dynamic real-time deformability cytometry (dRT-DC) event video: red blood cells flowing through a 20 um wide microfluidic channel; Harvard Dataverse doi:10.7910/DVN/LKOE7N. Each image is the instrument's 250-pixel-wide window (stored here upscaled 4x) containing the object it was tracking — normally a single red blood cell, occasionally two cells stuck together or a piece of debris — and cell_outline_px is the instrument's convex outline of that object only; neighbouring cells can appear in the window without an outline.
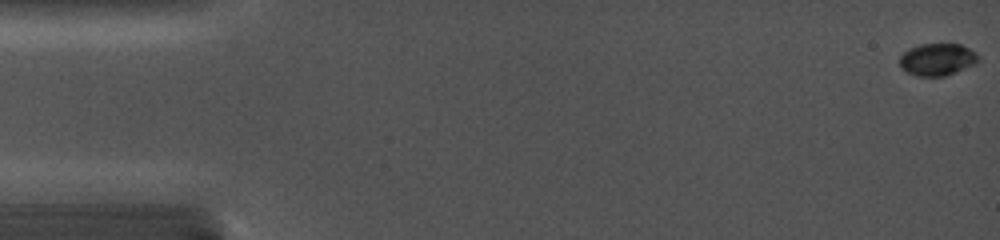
{"species": "common noctule bat (a hibernating species)", "species_latin": "Nyctalus noctula", "temperature_condition": "cold", "stored_images_in_passage": 33, "camera_frame_rate_fps": 5000, "um_per_image_px": 0.085, "animal": {"sex": "female", "body_mass_g": 19.0, "forearm_length_mm": 56.7}, "frame": {"image": 1, "passage_image": 1, "time_ms": 0.0, "image_size_px": [1000, 240], "cell_outline_px": [[980, 60], [976, 64], [944, 76], [916, 76], [900, 68], [900, 56], [908, 48], [920, 44], [960, 44], [976, 52], [980, 56]], "centroid_in_image_um": [79.68, 5.05], "position_along_channel_um": 5.3, "area_um2": 14.85}}
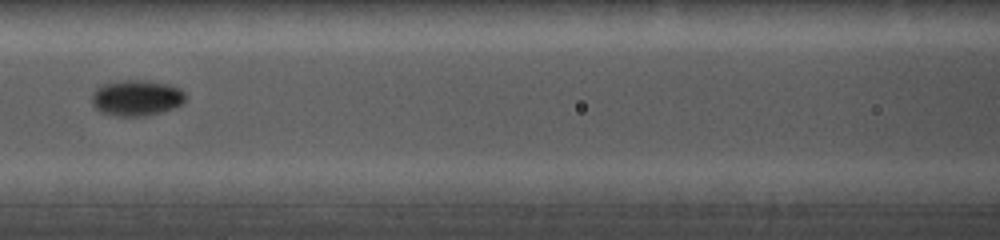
{"frame": {"image": 2, "passage_image": 17, "time_ms": 7.4, "image_size_px": [1000, 240], "cell_outline_px": [[184, 100], [180, 104], [172, 108], [160, 112], [144, 116], [112, 116], [100, 112], [92, 104], [92, 92], [100, 84], [124, 80], [144, 80], [168, 84], [180, 88], [184, 92]], "centroid_in_image_um": [11.55, 8.32], "position_along_channel_um": 155.1, "area_um2": 19.59}}
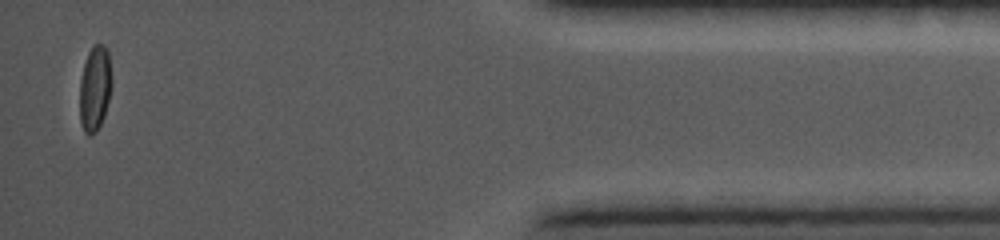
{"frame": {"image": 3, "passage_image": 33, "time_ms": 15.4, "image_size_px": [1000, 240], "cell_outline_px": [[112, 88], [104, 116], [96, 132], [88, 136], [84, 132], [80, 120], [80, 80], [84, 64], [88, 52], [96, 44], [104, 44], [108, 52], [112, 80]], "centroid_in_image_um": [8.07, 7.52], "position_along_channel_um": 427.1, "area_um2": 15.95}}